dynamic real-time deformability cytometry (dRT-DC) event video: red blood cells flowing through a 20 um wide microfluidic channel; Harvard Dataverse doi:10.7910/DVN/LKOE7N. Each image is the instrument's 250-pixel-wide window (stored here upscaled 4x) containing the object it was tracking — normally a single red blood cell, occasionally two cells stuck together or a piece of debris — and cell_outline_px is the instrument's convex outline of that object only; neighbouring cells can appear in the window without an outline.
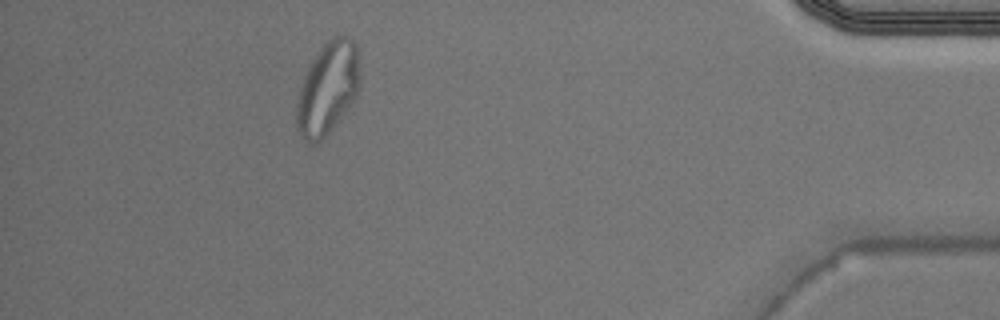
{"species": "Egyptian fruit bat (a non-hibernating species)", "species_latin": "Rousettus aegyptiacus", "temperature_condition": "warm", "stored_images_in_passage": 29, "camera_frame_rate_fps": 3000, "um_per_image_px": 0.085, "animal": {"sex": "male"}, "frame": {"image": 1, "passage_image": 25, "time_ms": 8.0, "image_size_px": [1000, 320], "cell_outline_px": [[356, 92], [352, 100], [332, 128], [320, 140], [304, 140], [300, 136], [296, 128], [296, 96], [304, 76], [312, 60], [320, 48], [332, 36], [348, 36], [356, 44]], "centroid_in_image_um": [27.76, 7.49], "position_along_channel_um": 407.4, "area_um2": 32.71}}